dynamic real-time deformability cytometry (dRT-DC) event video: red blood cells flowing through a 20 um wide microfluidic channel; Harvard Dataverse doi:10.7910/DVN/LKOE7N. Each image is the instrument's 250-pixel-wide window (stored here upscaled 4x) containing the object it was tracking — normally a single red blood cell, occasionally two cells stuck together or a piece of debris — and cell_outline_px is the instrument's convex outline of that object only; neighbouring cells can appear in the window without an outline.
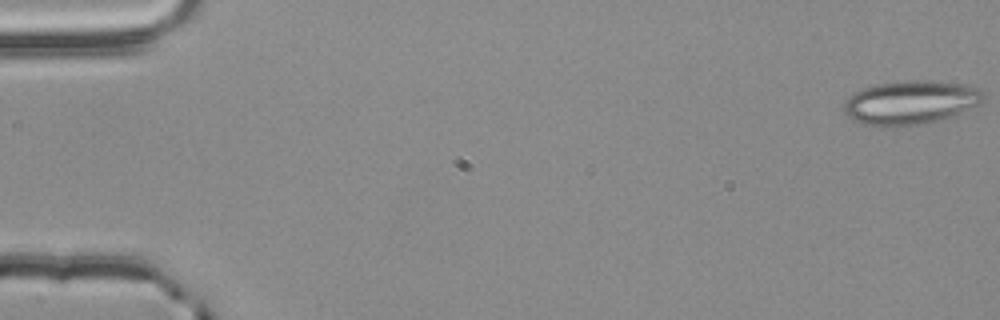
{"species": "common noctule bat (a hibernating species)", "species_latin": "Nyctalus noctula", "temperature_condition": "room temperature", "stored_images_in_passage": 55, "camera_frame_rate_fps": 3000, "um_per_image_px": 0.085, "animal": {"sex": "male", "body_mass_g": 20.4}, "frame": {"image": 1, "passage_image": 1, "time_ms": 0.0, "image_size_px": [1000, 320], "cell_outline_px": [[984, 100], [980, 104], [960, 112], [936, 120], [920, 124], [860, 124], [852, 120], [844, 112], [844, 104], [860, 88], [880, 84], [916, 80], [928, 80], [960, 84], [980, 88], [984, 92]], "centroid_in_image_um": [77.42, 8.68], "position_along_channel_um": 7.6, "area_um2": 34.51}}
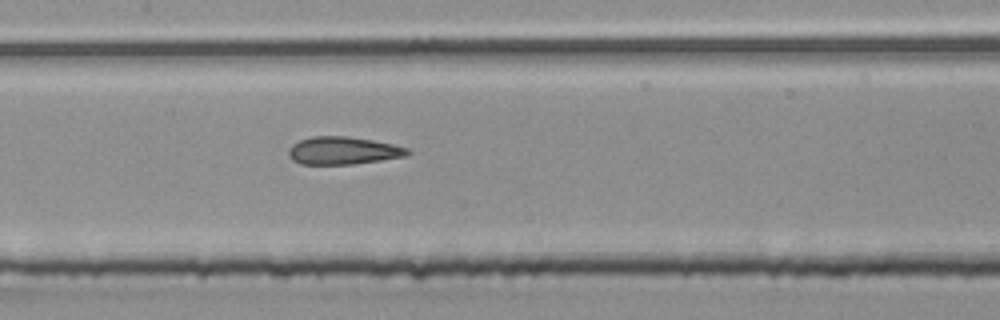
{"frame": {"image": 2, "passage_image": 27, "time_ms": 8.667, "image_size_px": [1000, 320], "cell_outline_px": [[412, 152], [408, 156], [352, 164], [300, 164], [292, 160], [288, 156], [288, 148], [292, 144], [300, 140], [312, 136], [348, 136], [372, 140], [392, 144], [408, 148]], "centroid_in_image_um": [29.15, 12.8], "position_along_channel_um": 178.2, "area_um2": 19.31}}
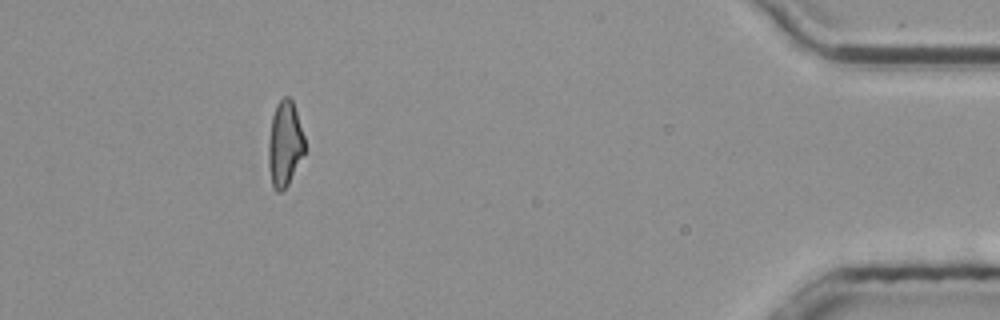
{"frame": {"image": 3, "passage_image": 50, "time_ms": 16.333, "image_size_px": [1000, 320], "cell_outline_px": [[304, 152], [288, 184], [280, 192], [276, 192], [272, 188], [268, 164], [268, 140], [272, 116], [276, 104], [284, 96], [288, 96], [292, 100], [304, 136]], "centroid_in_image_um": [24.17, 12.23], "position_along_channel_um": 411.0, "area_um2": 17.92}, "authors_computed_cell_mechanics": {"area_um2": 19.4208, "velocity_mm_per_s": 3.8485, "shape_relaxation_time_tau1_ms": null, "shape_relaxation_time_tau2_ms": 1.7457, "deformation_change_tau1": null, "deformation_change_tau2": 0.1245}}